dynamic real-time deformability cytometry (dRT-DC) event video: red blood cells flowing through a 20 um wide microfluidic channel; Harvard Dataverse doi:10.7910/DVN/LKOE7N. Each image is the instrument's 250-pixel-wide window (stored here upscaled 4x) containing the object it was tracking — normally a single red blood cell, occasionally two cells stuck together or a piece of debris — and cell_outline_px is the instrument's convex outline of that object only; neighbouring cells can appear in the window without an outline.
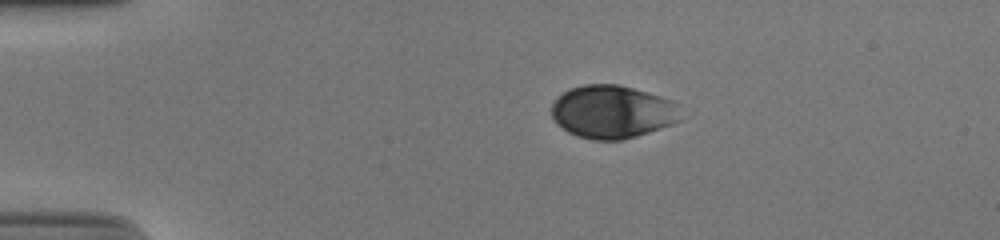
{"species": "human", "species_latin": "Homo sapiens", "temperature_condition": "cold", "stored_images_in_passage": 43, "camera_frame_rate_fps": 3000, "um_per_image_px": 0.085, "donor": {"sex": "male"}, "frame": {"image": 1, "passage_image": 1, "time_ms": 0.0, "image_size_px": [1000, 240], "cell_outline_px": [[680, 120], [672, 124], [636, 136], [620, 140], [592, 140], [576, 136], [568, 132], [552, 116], [552, 104], [556, 96], [568, 88], [584, 84], [616, 84], [632, 88], [660, 96], [672, 100]], "centroid_in_image_um": [51.98, 9.5], "position_along_channel_um": 33.0, "area_um2": 39.54}}
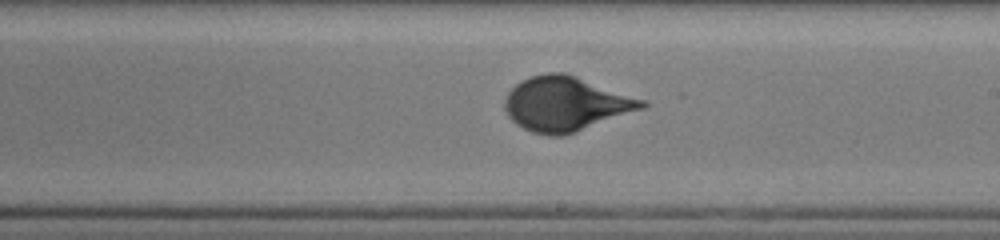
{"frame": {"image": 2, "passage_image": 22, "time_ms": 7.0, "image_size_px": [1000, 240], "cell_outline_px": [[648, 104], [644, 108], [576, 132], [564, 136], [552, 136], [532, 132], [516, 124], [508, 116], [504, 108], [504, 100], [508, 92], [520, 80], [532, 76], [548, 72], [564, 72], [648, 100]], "centroid_in_image_um": [48.11, 8.82], "position_along_channel_um": 240.9, "area_um2": 43.7}}
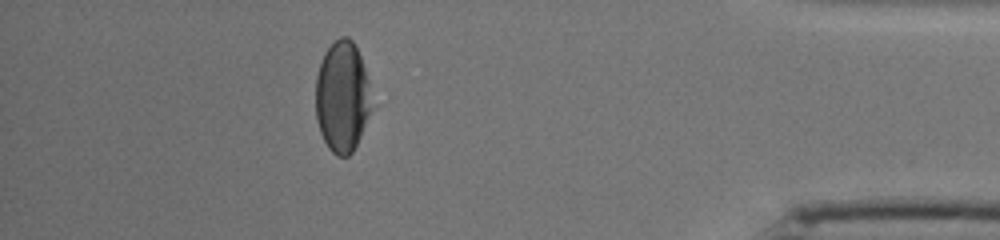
{"frame": {"image": 3, "passage_image": 38, "time_ms": 12.333, "image_size_px": [1000, 240], "cell_outline_px": [[372, 108], [360, 136], [352, 152], [348, 156], [336, 156], [328, 148], [320, 132], [316, 120], [316, 76], [324, 52], [340, 36], [348, 36], [356, 44], [368, 80]], "centroid_in_image_um": [29.08, 8.22], "position_along_channel_um": 406.1, "area_um2": 36.13}, "authors_computed_cell_mechanics": {"area_um2": 41.5582, "velocity_mm_per_s": 3.8471, "shape_relaxation_time_tau1_ms": 4.5104, "shape_relaxation_time_tau2_ms": null, "deformation_change_tau1": 0.1609, "deformation_change_tau2": null}}